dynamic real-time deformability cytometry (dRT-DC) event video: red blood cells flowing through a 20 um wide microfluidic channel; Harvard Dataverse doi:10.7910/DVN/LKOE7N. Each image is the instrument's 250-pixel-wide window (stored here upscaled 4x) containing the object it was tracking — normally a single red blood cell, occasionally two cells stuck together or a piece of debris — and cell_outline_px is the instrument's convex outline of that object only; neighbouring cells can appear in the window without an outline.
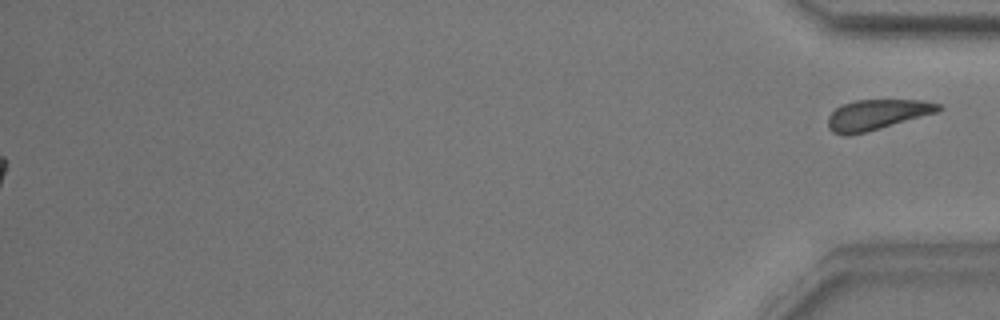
{"species": "common noctule bat (a hibernating species)", "species_latin": "Nyctalus noctula", "temperature_condition": "warm", "stored_images_in_passage": 39, "segment_of_instrument_passage": [2, 2], "camera_frame_rate_fps": 3000, "um_per_image_px": 0.085, "animal": {"sex": "male", "body_mass_g": 17.9}, "frame": {"image": 1, "passage_image": 39, "time_ms": 12.667, "image_size_px": [1000, 320], "cell_outline_px": [[944, 108], [940, 112], [880, 128], [848, 136], [844, 136], [832, 132], [828, 128], [828, 116], [836, 108], [844, 104], [856, 100], [924, 100], [940, 104]], "centroid_in_image_um": [74.57, 9.75], "position_along_channel_um": 360.6, "area_um2": 19.59}}